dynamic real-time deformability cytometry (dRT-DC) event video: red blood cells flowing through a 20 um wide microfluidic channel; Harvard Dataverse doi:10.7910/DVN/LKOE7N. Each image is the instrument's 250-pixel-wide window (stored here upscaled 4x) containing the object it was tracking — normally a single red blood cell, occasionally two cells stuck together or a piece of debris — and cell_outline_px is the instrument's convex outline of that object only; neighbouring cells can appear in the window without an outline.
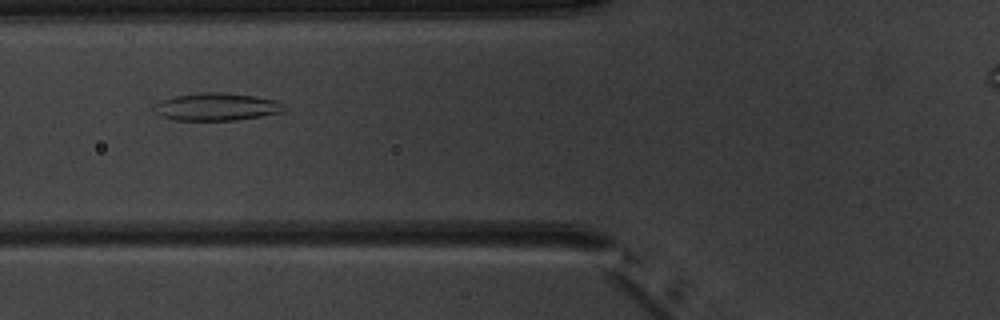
{"species": "common noctule bat (a hibernating species)", "species_latin": "Nyctalus noctula", "temperature_condition": "warm", "stored_images_in_passage": 7, "camera_frame_rate_fps": 3000, "um_per_image_px": 0.085, "animal": {"sex": "male", "body_mass_g": 20.1, "forearm_length_mm": 53.5}, "frame": {"image": 1, "passage_image": 5, "time_ms": 5.0, "image_size_px": [1000, 320], "cell_outline_px": [[284, 112], [236, 120], [172, 120], [160, 116], [152, 108], [160, 100], [172, 96], [204, 92], [216, 92], [256, 96], [276, 100], [284, 104]], "centroid_in_image_um": [18.38, 9.08], "position_along_channel_um": 107.4, "area_um2": 20.98}}
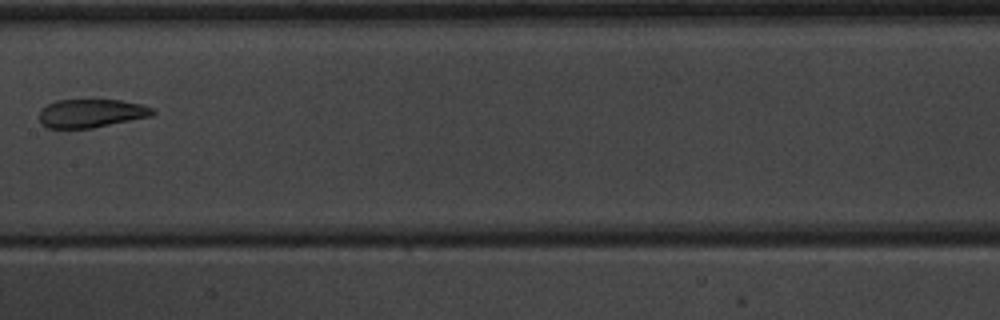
{"frame": {"image": 2, "passage_image": 7, "time_ms": 7.333, "image_size_px": [1000, 320], "cell_outline_px": [[156, 112], [152, 116], [92, 128], [48, 128], [40, 120], [40, 108], [56, 100], [120, 100], [140, 104], [152, 108]], "centroid_in_image_um": [7.76, 9.62], "position_along_channel_um": 199.6, "area_um2": 18.67}}